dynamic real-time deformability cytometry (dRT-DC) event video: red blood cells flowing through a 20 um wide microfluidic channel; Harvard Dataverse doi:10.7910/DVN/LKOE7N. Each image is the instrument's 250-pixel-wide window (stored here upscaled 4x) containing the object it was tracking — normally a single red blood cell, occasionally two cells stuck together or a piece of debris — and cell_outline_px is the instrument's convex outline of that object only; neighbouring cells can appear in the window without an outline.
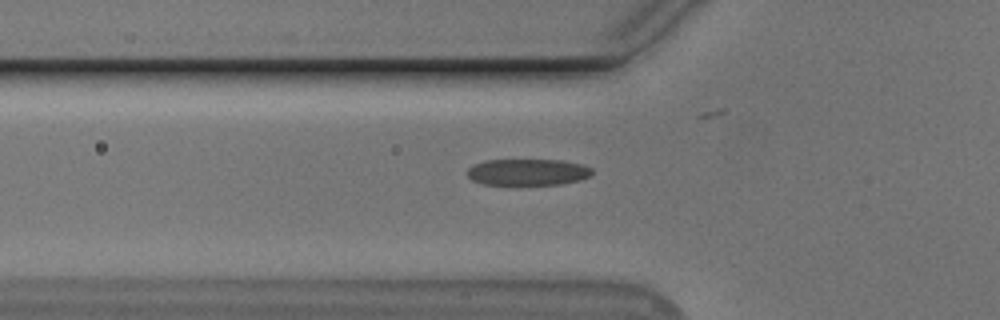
{"species": "Egyptian fruit bat (a non-hibernating species)", "species_latin": "Rousettus aegyptiacus", "temperature_condition": "cold", "stored_images_in_passage": 39, "camera_frame_rate_fps": 3000, "um_per_image_px": 0.085, "animal": {"sex": "male"}, "frame": {"image": 1, "passage_image": 7, "time_ms": 2.0, "image_size_px": [1000, 320], "cell_outline_px": [[592, 176], [580, 180], [560, 184], [516, 188], [484, 184], [472, 180], [468, 176], [468, 168], [472, 164], [484, 160], [560, 160], [584, 164], [592, 168]], "centroid_in_image_um": [44.84, 14.68], "position_along_channel_um": 81.0, "area_um2": 20.4}}
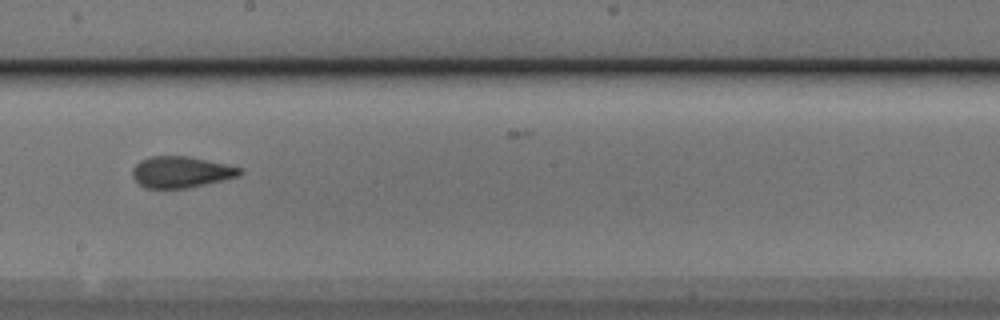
{"frame": {"image": 2, "passage_image": 19, "time_ms": 6.0, "image_size_px": [1000, 320], "cell_outline_px": [[244, 172], [240, 176], [188, 188], [148, 188], [140, 184], [132, 176], [132, 168], [140, 160], [152, 156], [188, 156], [244, 168]], "centroid_in_image_um": [15.42, 14.62], "position_along_channel_um": 232.8, "area_um2": 19.59}}
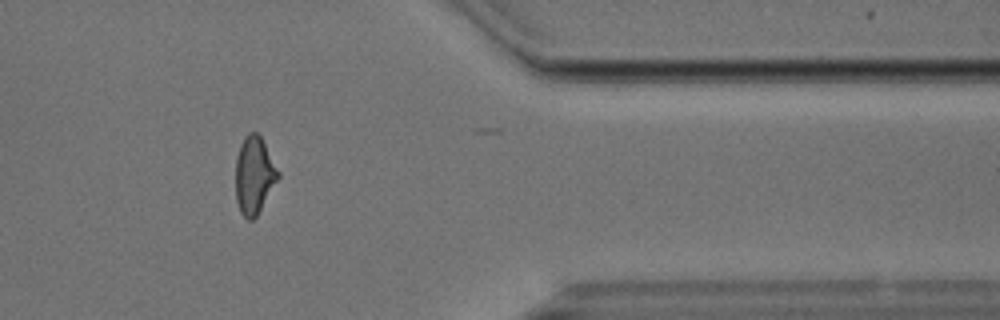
{"frame": {"image": 3, "passage_image": 33, "time_ms": 10.667, "image_size_px": [1000, 320], "cell_outline_px": [[280, 176], [256, 216], [252, 220], [248, 220], [240, 212], [236, 200], [236, 156], [240, 144], [244, 136], [248, 132], [256, 132], [260, 136], [280, 172]], "centroid_in_image_um": [21.59, 14.87], "position_along_channel_um": 389.8, "area_um2": 19.07}, "authors_computed_cell_mechanics": {"area_um2": 19.4208, "velocity_mm_per_s": 3.7789, "shape_relaxation_time_tau1_ms": 4.8972, "shape_relaxation_time_tau2_ms": 1.4275, "deformation_change_tau1": 0.149, "deformation_change_tau2": 0.0828}}